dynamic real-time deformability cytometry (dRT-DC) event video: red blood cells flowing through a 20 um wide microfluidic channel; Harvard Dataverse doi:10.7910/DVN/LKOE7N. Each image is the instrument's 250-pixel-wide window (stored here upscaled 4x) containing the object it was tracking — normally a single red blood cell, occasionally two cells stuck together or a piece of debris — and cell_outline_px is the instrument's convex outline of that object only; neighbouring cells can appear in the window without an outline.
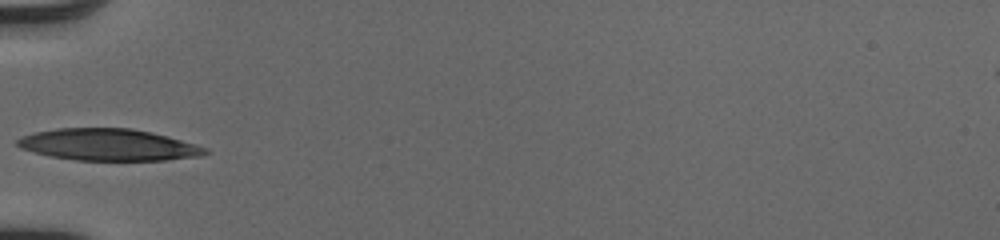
{"species": "human", "species_latin": "Homo sapiens", "temperature_condition": "cold", "stored_images_in_passage": 33, "camera_frame_rate_fps": 3000, "um_per_image_px": 0.085, "donor": {"sex": "male"}, "frame": {"image": 1, "passage_image": 1, "time_ms": 0.0, "image_size_px": [1000, 240], "cell_outline_px": [[208, 152], [200, 156], [168, 160], [76, 160], [52, 156], [20, 148], [16, 144], [16, 140], [24, 136], [36, 132], [56, 128], [132, 128], [152, 132], [168, 136], [208, 148]], "centroid_in_image_um": [9.24, 12.3], "position_along_channel_um": 75.8, "area_um2": 34.56}}
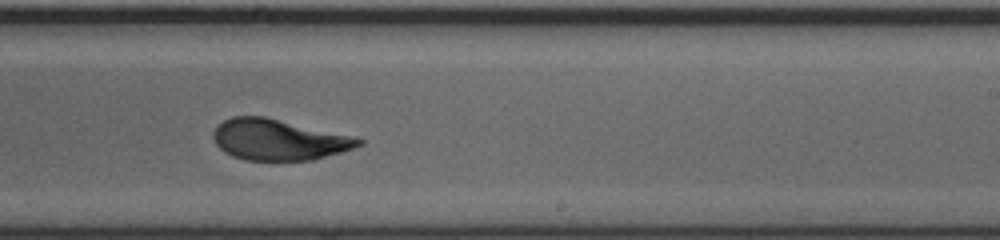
{"frame": {"image": 2, "passage_image": 15, "time_ms": 4.667, "image_size_px": [1000, 240], "cell_outline_px": [[364, 144], [340, 152], [312, 160], [244, 160], [232, 156], [224, 152], [216, 144], [212, 136], [212, 132], [216, 124], [232, 116], [264, 116], [352, 136], [364, 140]], "centroid_in_image_um": [23.62, 11.87], "position_along_channel_um": 265.4, "area_um2": 34.56}}
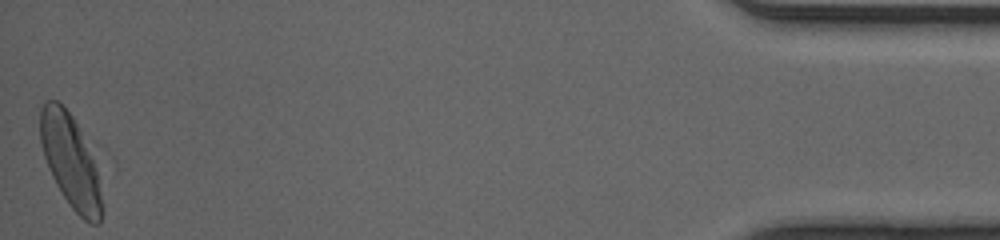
{"frame": {"image": 3, "passage_image": 33, "time_ms": 10.667, "image_size_px": [1000, 240], "cell_outline_px": [[100, 224], [88, 224], [68, 204], [56, 184], [52, 176], [44, 156], [40, 140], [40, 108], [44, 100], [56, 100], [72, 116], [80, 128], [100, 172]], "centroid_in_image_um": [5.99, 13.68], "position_along_channel_um": 429.2, "area_um2": 33.35}, "authors_computed_cell_mechanics": {"area_um2": 34.9112, "velocity_mm_per_s": 4.0866, "shape_relaxation_time_tau1_ms": 2.4937, "shape_relaxation_time_tau2_ms": 1.3127, "deformation_change_tau1": 0.1445, "deformation_change_tau2": 0.0714}}